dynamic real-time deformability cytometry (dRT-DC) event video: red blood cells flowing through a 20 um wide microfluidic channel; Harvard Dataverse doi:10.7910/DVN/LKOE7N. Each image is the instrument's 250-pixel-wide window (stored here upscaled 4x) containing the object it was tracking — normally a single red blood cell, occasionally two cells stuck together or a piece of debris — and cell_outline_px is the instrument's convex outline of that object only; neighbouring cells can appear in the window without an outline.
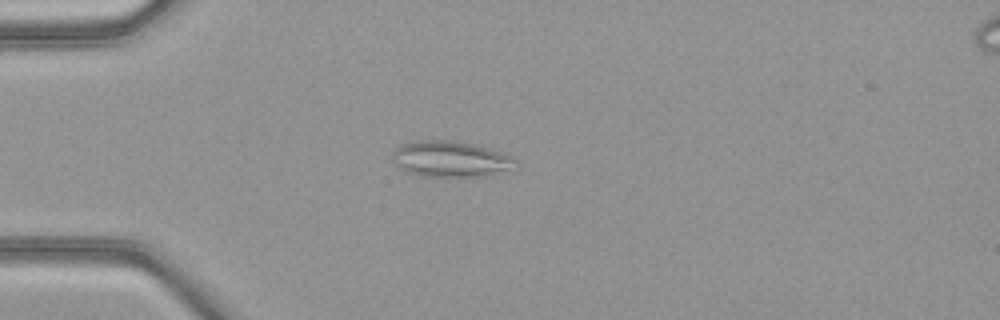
{"species": "common noctule bat (a hibernating species)", "species_latin": "Nyctalus noctula", "temperature_condition": "warm", "stored_images_in_passage": 48, "camera_frame_rate_fps": 3000, "um_per_image_px": 0.085, "animal": {"sex": "female", "body_mass_g": 21.9}, "frame": {"image": 1, "passage_image": 12, "time_ms": 3.667, "image_size_px": [1000, 320], "cell_outline_px": [[520, 164], [516, 168], [484, 176], [420, 176], [408, 172], [400, 168], [392, 160], [392, 152], [400, 144], [412, 140], [452, 140], [472, 144], [488, 148], [512, 156]], "centroid_in_image_um": [38.29, 13.51], "position_along_channel_um": 46.7, "area_um2": 26.01}}
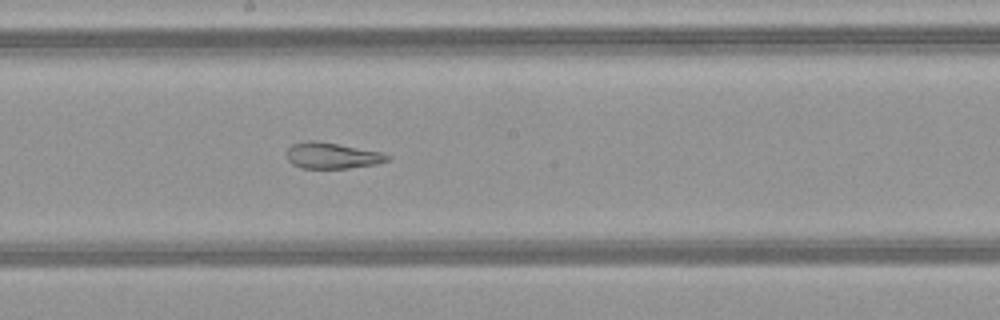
{"frame": {"image": 2, "passage_image": 26, "time_ms": 8.333, "image_size_px": [1000, 320], "cell_outline_px": [[392, 160], [376, 164], [348, 168], [300, 168], [292, 164], [288, 160], [288, 148], [292, 144], [308, 140], [316, 140], [380, 152], [392, 156]], "centroid_in_image_um": [28.25, 13.23], "position_along_channel_um": 220.0, "area_um2": 15.26}}
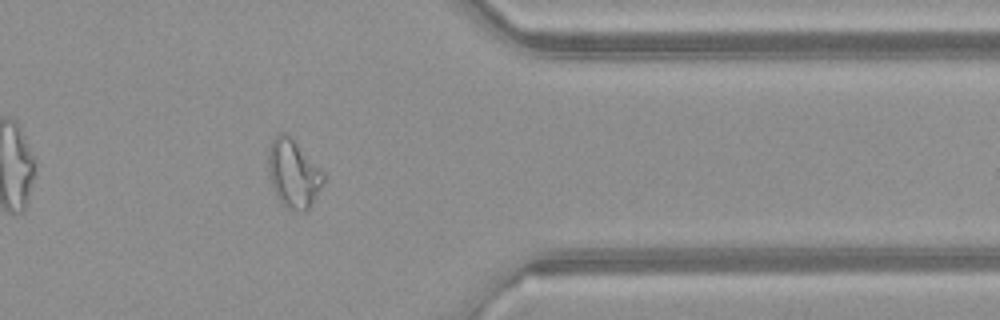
{"frame": {"image": 3, "passage_image": 39, "time_ms": 12.667, "image_size_px": [1000, 320], "cell_outline_px": [[324, 180], [308, 208], [304, 212], [300, 212], [288, 208], [276, 196], [272, 184], [268, 168], [268, 148], [272, 140], [280, 132], [284, 132], [292, 136], [324, 172]], "centroid_in_image_um": [24.93, 14.7], "position_along_channel_um": 386.5, "area_um2": 21.73}, "authors_computed_cell_mechanics": {"area_um2": 22.5709, "velocity_mm_per_s": 4.1387, "shape_relaxation_time_tau1_ms": null, "shape_relaxation_time_tau2_ms": 1.4907, "deformation_change_tau1": null, "deformation_change_tau2": 0.0859}}